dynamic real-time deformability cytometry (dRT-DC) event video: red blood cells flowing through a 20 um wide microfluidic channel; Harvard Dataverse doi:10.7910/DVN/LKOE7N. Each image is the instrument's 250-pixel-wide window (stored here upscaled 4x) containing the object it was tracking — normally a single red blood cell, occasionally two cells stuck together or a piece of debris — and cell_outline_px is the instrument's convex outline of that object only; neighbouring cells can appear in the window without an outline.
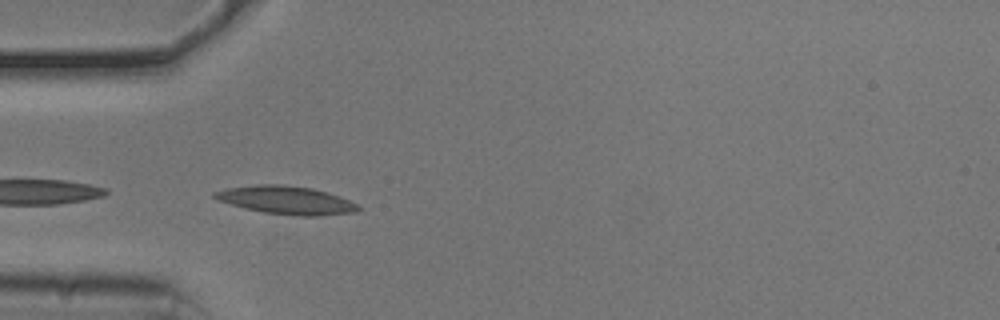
{"species": "common noctule bat (a hibernating species)", "species_latin": "Nyctalus noctula", "temperature_condition": "cold", "stored_images_in_passage": 38, "camera_frame_rate_fps": 3000, "um_per_image_px": 0.085, "animal": {"sex": "male", "body_mass_g": 20.5, "forearm_length_mm": 52.5}, "frame": {"image": 1, "passage_image": 1, "time_ms": 0.0, "image_size_px": [1000, 320], "cell_outline_px": [[360, 208], [356, 212], [316, 216], [300, 216], [264, 212], [244, 208], [220, 200], [212, 196], [212, 192], [228, 188], [256, 184], [280, 184], [312, 188], [340, 196], [356, 204]], "centroid_in_image_um": [24.33, 17.0], "position_along_channel_um": 60.7, "area_um2": 23.29}}
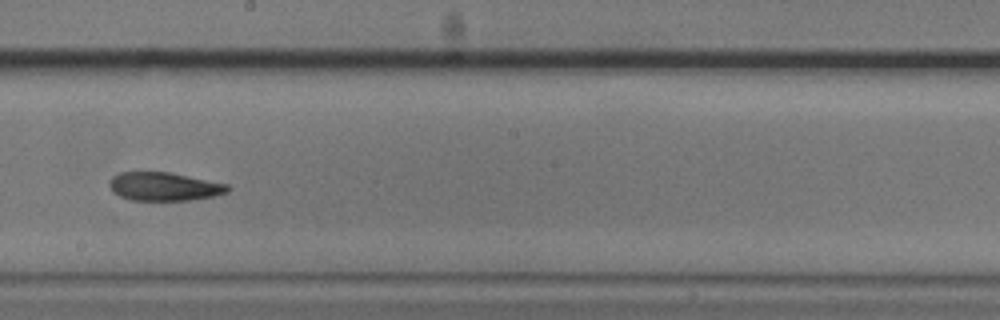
{"frame": {"image": 2, "passage_image": 15, "time_ms": 4.667, "image_size_px": [1000, 320], "cell_outline_px": [[232, 188], [228, 192], [216, 196], [192, 200], [132, 200], [120, 196], [112, 192], [108, 184], [108, 180], [112, 176], [120, 172], [168, 172], [228, 184]], "centroid_in_image_um": [13.95, 15.86], "position_along_channel_um": 234.3, "area_um2": 19.77}}
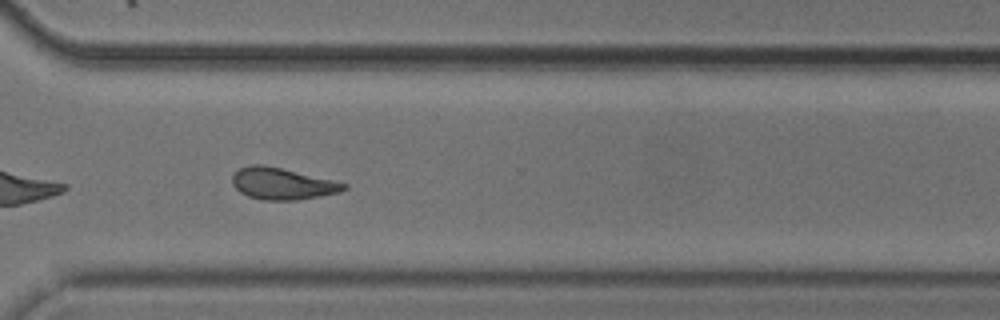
{"frame": {"image": 3, "passage_image": 24, "time_ms": 7.667, "image_size_px": [1000, 320], "cell_outline_px": [[348, 188], [340, 192], [296, 200], [264, 200], [248, 196], [240, 192], [232, 184], [232, 176], [240, 168], [252, 164], [264, 164], [332, 180], [348, 184]], "centroid_in_image_um": [23.98, 15.61], "position_along_channel_um": 346.6, "area_um2": 20.4}, "authors_computed_cell_mechanics": {"area_um2": 20.4612, "velocity_mm_per_s": 3.7585, "shape_relaxation_time_tau1_ms": null, "shape_relaxation_time_tau2_ms": 4.769, "deformation_change_tau1": null, "deformation_change_tau2": 0.1224}}